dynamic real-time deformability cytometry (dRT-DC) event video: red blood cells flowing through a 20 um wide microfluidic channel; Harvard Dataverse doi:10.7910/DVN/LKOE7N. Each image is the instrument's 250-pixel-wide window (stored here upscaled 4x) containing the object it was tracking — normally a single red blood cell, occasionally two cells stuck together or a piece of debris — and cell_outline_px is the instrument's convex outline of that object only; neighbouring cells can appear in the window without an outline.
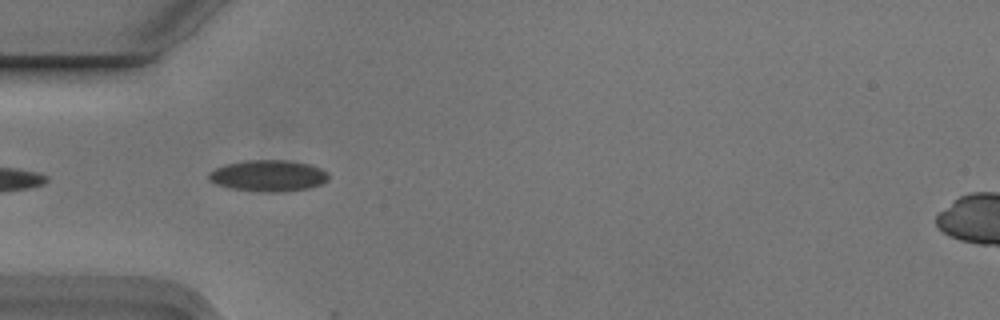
{"species": "Egyptian fruit bat (a non-hibernating species)", "species_latin": "Rousettus aegyptiacus", "temperature_condition": "cold", "stored_images_in_passage": 6, "camera_frame_rate_fps": 3000, "um_per_image_px": 0.085, "animal": {"sex": "male"}, "frame": {"image": 1, "passage_image": 5, "time_ms": 1.333, "image_size_px": [1000, 320], "cell_outline_px": [[328, 180], [320, 184], [308, 188], [284, 192], [260, 192], [232, 188], [216, 184], [208, 180], [208, 172], [216, 168], [228, 164], [244, 160], [288, 160], [308, 164], [320, 168], [328, 172]], "centroid_in_image_um": [22.8, 14.94], "position_along_channel_um": 62.2, "area_um2": 21.91}}
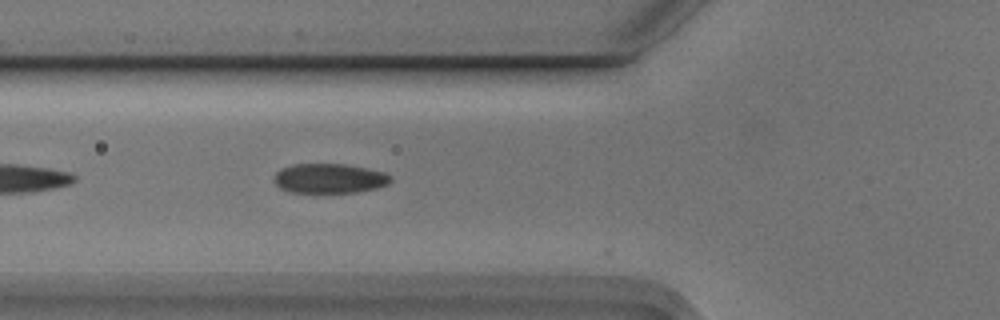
{"frame": {"image": 2, "passage_image": 6, "time_ms": 1.667, "image_size_px": [1000, 320], "cell_outline_px": [[392, 180], [388, 184], [376, 188], [356, 192], [288, 192], [280, 188], [272, 180], [276, 172], [284, 168], [296, 164], [344, 164], [368, 168], [384, 172], [392, 176]], "centroid_in_image_um": [28.01, 15.16], "position_along_channel_um": 97.8, "area_um2": 20.11}}